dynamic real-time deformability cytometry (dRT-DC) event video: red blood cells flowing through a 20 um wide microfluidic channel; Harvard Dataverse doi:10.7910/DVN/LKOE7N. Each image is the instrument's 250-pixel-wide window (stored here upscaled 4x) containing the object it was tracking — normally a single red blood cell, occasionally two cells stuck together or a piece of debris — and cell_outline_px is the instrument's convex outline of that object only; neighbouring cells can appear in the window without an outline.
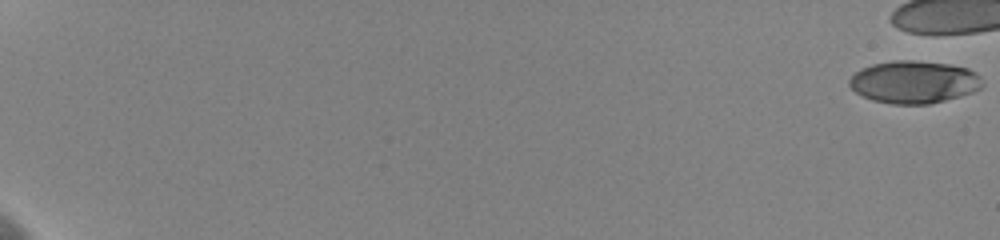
{"species": "human", "species_latin": "Homo sapiens", "temperature_condition": "cold", "stored_images_in_passage": 12, "camera_frame_rate_fps": 3000, "um_per_image_px": 0.085, "donor": {"sex": "female"}, "frame": {"image": 1, "passage_image": 1, "time_ms": 0.0, "image_size_px": [1000, 240], "cell_outline_px": [[984, 84], [980, 88], [972, 92], [960, 96], [928, 104], [892, 104], [872, 100], [856, 92], [848, 84], [848, 80], [856, 72], [872, 64], [892, 60], [912, 60], [948, 64], [968, 68]], "centroid_in_image_um": [77.65, 6.97], "position_along_channel_um": 7.3, "area_um2": 32.6}}